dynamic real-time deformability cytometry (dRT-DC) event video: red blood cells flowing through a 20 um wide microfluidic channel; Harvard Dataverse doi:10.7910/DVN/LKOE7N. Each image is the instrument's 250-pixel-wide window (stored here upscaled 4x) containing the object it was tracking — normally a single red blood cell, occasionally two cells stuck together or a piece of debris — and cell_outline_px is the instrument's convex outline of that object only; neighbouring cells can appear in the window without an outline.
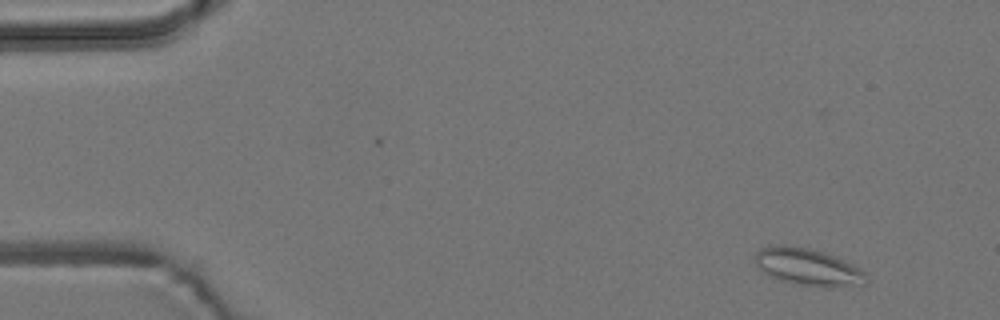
{"species": "common noctule bat (a hibernating species)", "species_latin": "Nyctalus noctula", "temperature_condition": "room temperature", "stored_images_in_passage": 4, "camera_frame_rate_fps": 3000, "um_per_image_px": 0.085, "animal": {"sex": "male", "body_mass_g": 19.2, "forearm_length_mm": 51.8}, "frame": {"image": 1, "passage_image": 1, "time_ms": 0.0, "image_size_px": [1000, 320], "cell_outline_px": [[868, 284], [832, 288], [824, 288], [792, 284], [768, 276], [756, 268], [752, 260], [756, 252], [760, 248], [776, 244], [784, 244], [808, 248], [824, 252], [836, 256], [852, 264], [864, 272], [868, 276]], "centroid_in_image_um": [68.63, 22.71], "position_along_channel_um": 16.4, "area_um2": 24.97}}
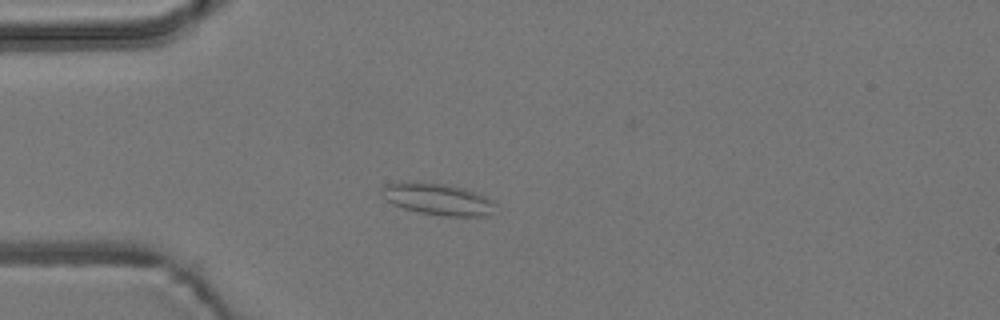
{"frame": {"image": 2, "passage_image": 4, "time_ms": 3.333, "image_size_px": [1000, 320], "cell_outline_px": [[496, 204], [492, 216], [440, 216], [420, 212], [404, 208], [392, 204], [384, 200], [380, 188], [384, 184], [412, 180], [416, 180], [444, 184], [464, 188], [476, 192], [492, 200]], "centroid_in_image_um": [37.18, 16.91], "position_along_channel_um": 47.8, "area_um2": 21.5}}